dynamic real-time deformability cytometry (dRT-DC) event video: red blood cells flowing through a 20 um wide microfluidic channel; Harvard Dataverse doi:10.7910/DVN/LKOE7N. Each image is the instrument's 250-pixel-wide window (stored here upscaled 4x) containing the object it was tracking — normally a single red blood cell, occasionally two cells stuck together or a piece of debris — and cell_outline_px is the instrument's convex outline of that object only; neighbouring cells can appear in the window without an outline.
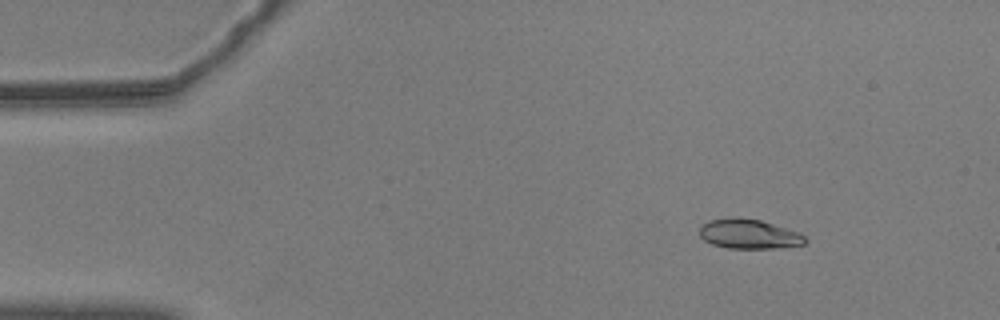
{"species": "common noctule bat (a hibernating species)", "species_latin": "Nyctalus noctula", "temperature_condition": "warm", "stored_images_in_passage": 57, "camera_frame_rate_fps": 3000, "um_per_image_px": 0.085, "animal": {"sex": "male", "body_mass_g": 20.5, "forearm_length_mm": 52.5}, "frame": {"image": 1, "passage_image": 8, "time_ms": 2.333, "image_size_px": [1000, 320], "cell_outline_px": [[808, 240], [804, 244], [776, 248], [728, 248], [712, 244], [704, 240], [700, 236], [700, 228], [708, 220], [732, 216], [760, 220], [800, 232]], "centroid_in_image_um": [63.66, 19.88], "position_along_channel_um": 21.3, "area_um2": 18.26}}
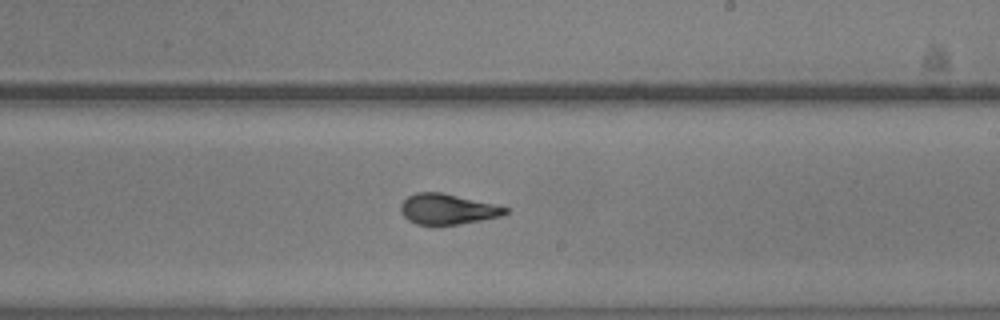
{"frame": {"image": 2, "passage_image": 34, "time_ms": 11.0, "image_size_px": [1000, 320], "cell_outline_px": [[508, 212], [504, 216], [460, 224], [416, 224], [408, 220], [400, 212], [400, 204], [408, 196], [416, 192], [444, 192], [496, 204], [508, 208]], "centroid_in_image_um": [38.06, 17.76], "position_along_channel_um": 250.9, "area_um2": 18.79}}
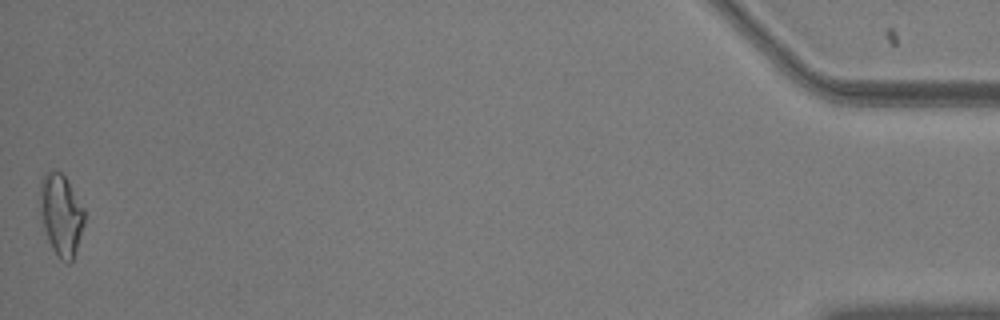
{"frame": {"image": 3, "passage_image": 57, "time_ms": 18.667, "image_size_px": [1000, 320], "cell_outline_px": [[84, 224], [72, 260], [68, 264], [60, 260], [52, 248], [48, 240], [44, 228], [40, 212], [40, 184], [44, 176], [48, 172], [60, 172], [64, 176], [84, 208]], "centroid_in_image_um": [5.19, 18.29], "position_along_channel_um": 430.0, "area_um2": 20.63}, "authors_computed_cell_mechanics": {"area_um2": 18.9006, "velocity_mm_per_s": 3.5872, "shape_relaxation_time_tau1_ms": 5.224, "shape_relaxation_time_tau2_ms": 1.0826, "deformation_change_tau1": 0.155, "deformation_change_tau2": 0.0639}}